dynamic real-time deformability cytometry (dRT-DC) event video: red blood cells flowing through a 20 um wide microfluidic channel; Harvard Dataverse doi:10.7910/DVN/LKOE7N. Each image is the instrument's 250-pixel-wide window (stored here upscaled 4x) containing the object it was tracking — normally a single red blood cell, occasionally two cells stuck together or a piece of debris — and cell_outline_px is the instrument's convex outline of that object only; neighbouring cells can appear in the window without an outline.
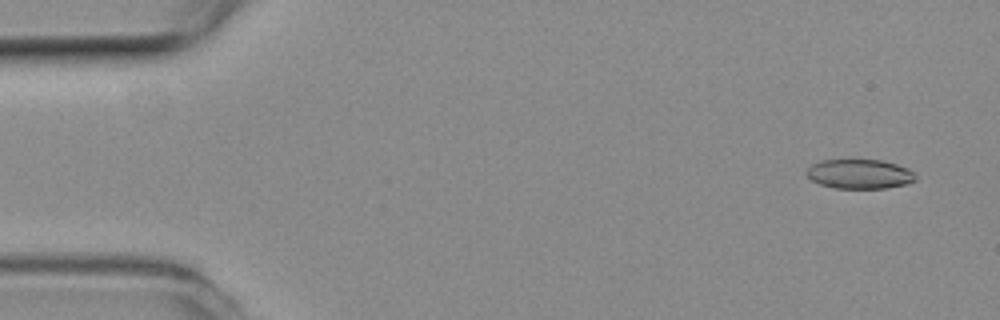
{"species": "common noctule bat (a hibernating species)", "species_latin": "Nyctalus noctula", "temperature_condition": "room temperature", "stored_images_in_passage": 18, "camera_frame_rate_fps": 3000, "um_per_image_px": 0.085, "animal": {"sex": "female", "body_mass_g": 19.3, "forearm_length_mm": 54.1}, "frame": {"image": 1, "passage_image": 3, "time_ms": 0.667, "image_size_px": [1000, 320], "cell_outline_px": [[916, 180], [908, 184], [884, 188], [836, 188], [820, 184], [812, 180], [804, 172], [812, 164], [820, 160], [884, 160], [908, 168], [916, 176]], "centroid_in_image_um": [73.07, 14.79], "position_along_channel_um": 11.9, "area_um2": 18.73}}
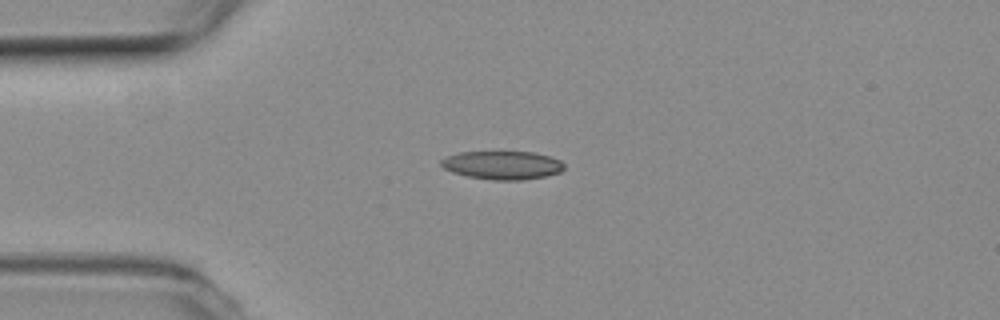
{"frame": {"image": 2, "passage_image": 13, "time_ms": 4.0, "image_size_px": [1000, 320], "cell_outline_px": [[564, 168], [560, 172], [548, 176], [520, 180], [492, 180], [468, 176], [452, 172], [444, 168], [440, 164], [440, 160], [448, 156], [460, 152], [532, 152], [548, 156], [560, 160], [564, 164]], "centroid_in_image_um": [42.71, 14.04], "position_along_channel_um": 42.3, "area_um2": 20.29}}